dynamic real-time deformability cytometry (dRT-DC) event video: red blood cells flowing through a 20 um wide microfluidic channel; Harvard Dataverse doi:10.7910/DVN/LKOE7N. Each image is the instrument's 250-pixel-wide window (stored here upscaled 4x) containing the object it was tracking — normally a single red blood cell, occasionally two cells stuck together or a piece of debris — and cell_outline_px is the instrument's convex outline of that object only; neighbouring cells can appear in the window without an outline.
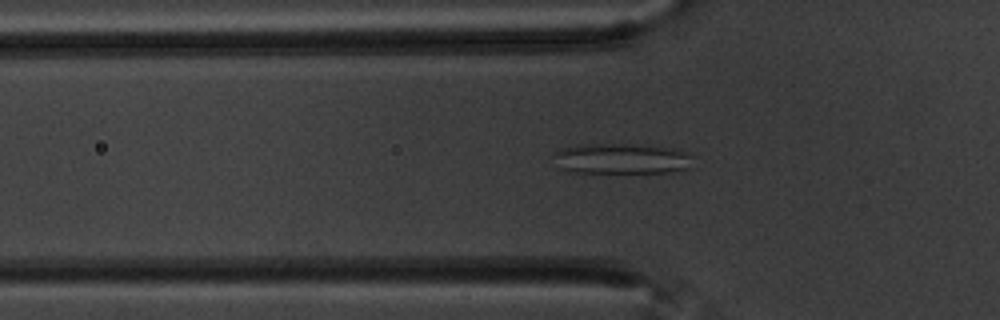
{"species": "common noctule bat (a hibernating species)", "species_latin": "Nyctalus noctula", "temperature_condition": "warm", "stored_images_in_passage": 49, "camera_frame_rate_fps": 3000, "um_per_image_px": 0.085, "animal": {"sex": "male", "body_mass_g": 20.1, "forearm_length_mm": 53.5}, "frame": {"image": 1, "passage_image": 10, "time_ms": 3.0, "image_size_px": [1000, 320], "cell_outline_px": [[696, 156], [688, 168], [672, 172], [568, 172], [560, 168], [556, 152], [560, 148], [580, 144], [636, 144], [676, 148]], "centroid_in_image_um": [52.92, 13.47], "position_along_channel_um": 72.9, "area_um2": 24.85}}
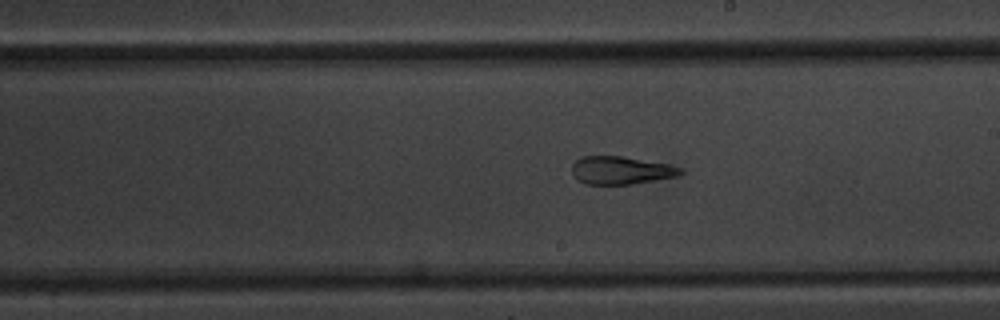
{"frame": {"image": 2, "passage_image": 24, "time_ms": 7.667, "image_size_px": [1000, 320], "cell_outline_px": [[684, 172], [680, 176], [632, 184], [584, 184], [576, 180], [572, 176], [572, 164], [580, 156], [620, 156], [668, 164], [684, 168]], "centroid_in_image_um": [52.77, 14.48], "position_along_channel_um": 236.2, "area_um2": 17.92}}
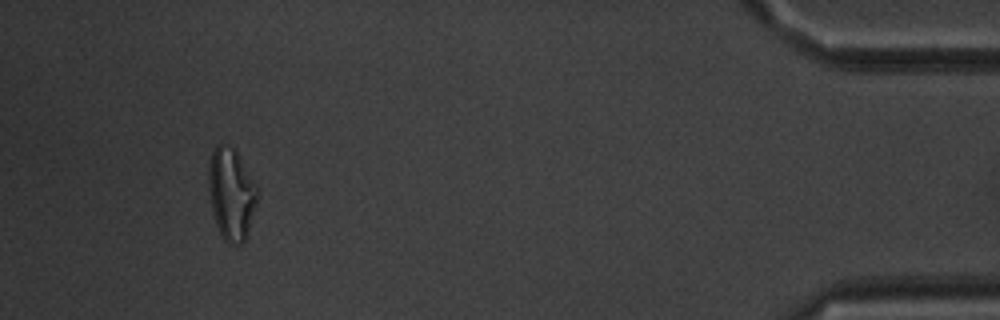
{"frame": {"image": 3, "passage_image": 45, "time_ms": 14.667, "image_size_px": [1000, 320], "cell_outline_px": [[256, 204], [248, 236], [244, 244], [228, 244], [224, 240], [216, 224], [212, 212], [208, 188], [208, 164], [212, 148], [216, 144], [224, 144], [232, 148], [236, 152], [256, 184]], "centroid_in_image_um": [19.63, 16.51], "position_along_channel_um": 415.6, "area_um2": 26.24}, "authors_computed_cell_mechanics": {"area_um2": 21.097, "velocity_mm_per_s": 3.4776, "shape_relaxation_time_tau1_ms": null, "shape_relaxation_time_tau2_ms": 2.036, "deformation_change_tau1": null, "deformation_change_tau2": 0.1219}}